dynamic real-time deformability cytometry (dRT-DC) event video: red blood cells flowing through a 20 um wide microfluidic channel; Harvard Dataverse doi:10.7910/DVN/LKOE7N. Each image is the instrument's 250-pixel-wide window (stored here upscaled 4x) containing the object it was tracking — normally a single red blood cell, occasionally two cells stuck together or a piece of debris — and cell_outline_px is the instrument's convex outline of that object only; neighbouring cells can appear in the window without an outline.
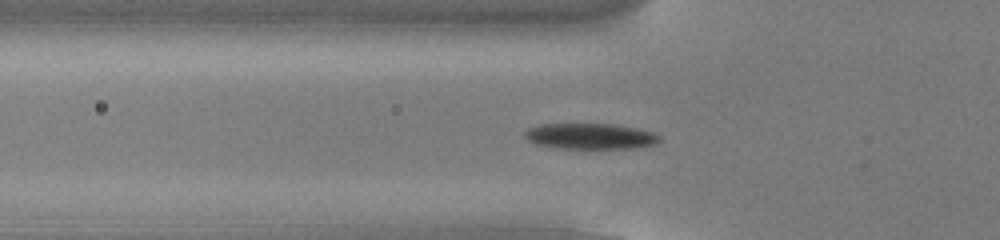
{"species": "common noctule bat (a hibernating species)", "species_latin": "Nyctalus noctula", "temperature_condition": "cold", "stored_images_in_passage": 53, "camera_frame_rate_fps": 3000, "um_per_image_px": 0.085, "animal": {"sex": "male", "body_mass_g": 13.0, "forearm_length_mm": 53.1}, "frame": {"image": 1, "passage_image": 18, "time_ms": 5.667, "image_size_px": [1000, 240], "cell_outline_px": [[660, 140], [656, 144], [632, 148], [556, 148], [536, 144], [528, 140], [524, 136], [524, 132], [528, 128], [544, 124], [612, 124], [636, 128], [652, 132], [660, 136]], "centroid_in_image_um": [50.16, 11.58], "position_along_channel_um": 75.6, "area_um2": 20.11}}
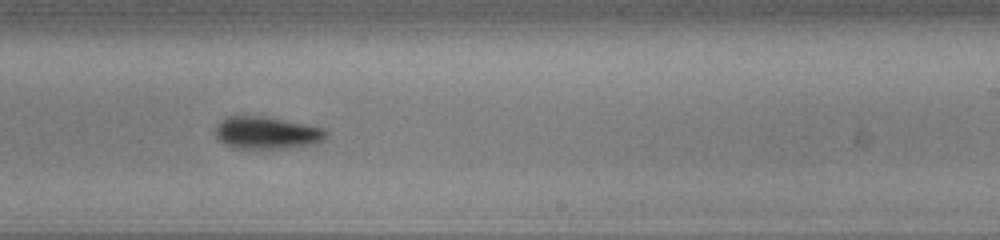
{"frame": {"image": 2, "passage_image": 33, "time_ms": 10.667, "image_size_px": [1000, 240], "cell_outline_px": [[328, 132], [324, 140], [312, 144], [288, 148], [232, 148], [224, 144], [216, 136], [216, 124], [220, 120], [228, 116], [268, 116], [324, 128]], "centroid_in_image_um": [22.67, 11.28], "position_along_channel_um": 266.3, "area_um2": 20.98}}
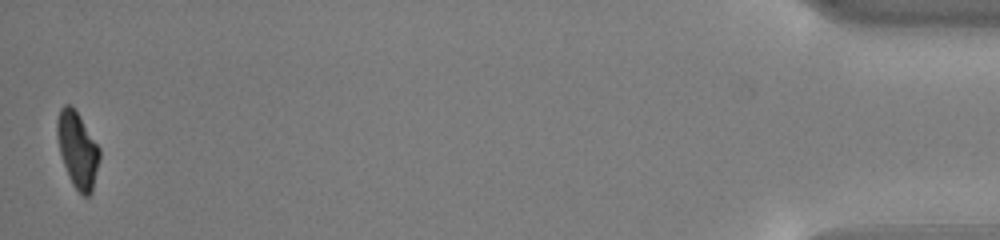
{"frame": {"image": 3, "passage_image": 53, "time_ms": 17.333, "image_size_px": [1000, 240], "cell_outline_px": [[100, 156], [92, 192], [88, 196], [84, 196], [72, 184], [68, 176], [60, 152], [56, 136], [56, 120], [60, 108], [64, 104], [72, 104], [80, 116], [100, 148]], "centroid_in_image_um": [6.57, 12.68], "position_along_channel_um": 428.6, "area_um2": 18.84}, "authors_computed_cell_mechanics": {"area_um2": 19.7098, "velocity_mm_per_s": 3.8123, "shape_relaxation_time_tau1_ms": 1.8503, "shape_relaxation_time_tau2_ms": null, "deformation_change_tau1": 0.1297, "deformation_change_tau2": null}}